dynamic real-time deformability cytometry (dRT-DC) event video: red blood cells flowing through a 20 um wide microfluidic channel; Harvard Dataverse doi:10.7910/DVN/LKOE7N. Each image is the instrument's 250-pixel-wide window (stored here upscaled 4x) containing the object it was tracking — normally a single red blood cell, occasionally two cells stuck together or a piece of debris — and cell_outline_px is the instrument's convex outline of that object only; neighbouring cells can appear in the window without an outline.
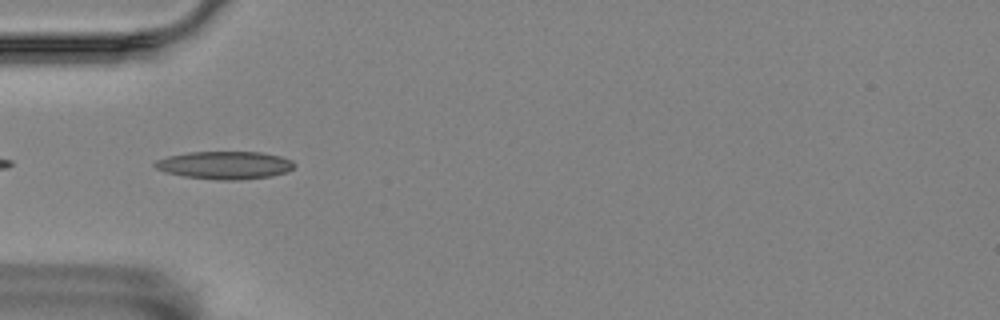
{"species": "Egyptian fruit bat (a non-hibernating species)", "species_latin": "Rousettus aegyptiacus", "temperature_condition": "room temperature", "stored_images_in_passage": 4, "camera_frame_rate_fps": 3000, "um_per_image_px": 0.085, "animal": {"sex": "female"}, "frame": {"image": 1, "passage_image": 2, "time_ms": 0.333, "image_size_px": [1000, 320], "cell_outline_px": [[296, 164], [288, 172], [272, 176], [240, 180], [220, 180], [184, 176], [164, 172], [156, 168], [152, 164], [156, 160], [168, 156], [188, 152], [260, 152], [280, 156], [292, 160]], "centroid_in_image_um": [19.12, 14.04], "position_along_channel_um": 65.9, "area_um2": 22.72}}